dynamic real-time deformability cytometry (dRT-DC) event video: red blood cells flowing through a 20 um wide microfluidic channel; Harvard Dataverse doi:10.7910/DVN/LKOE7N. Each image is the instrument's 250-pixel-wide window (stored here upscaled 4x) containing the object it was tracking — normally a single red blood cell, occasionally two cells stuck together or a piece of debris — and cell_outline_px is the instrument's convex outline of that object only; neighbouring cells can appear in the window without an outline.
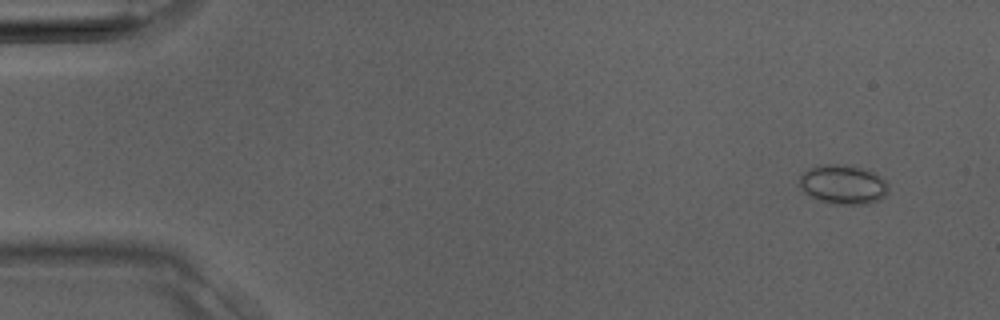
{"species": "Egyptian fruit bat (a non-hibernating species)", "species_latin": "Rousettus aegyptiacus", "temperature_condition": "room temperature", "stored_images_in_passage": 36, "camera_frame_rate_fps": 3000, "um_per_image_px": 0.085, "animal": {"sex": "male"}, "frame": {"image": 1, "passage_image": 1, "time_ms": 0.0, "image_size_px": [1000, 320], "cell_outline_px": [[888, 192], [880, 200], [868, 204], [836, 204], [820, 200], [804, 192], [800, 184], [800, 176], [804, 172], [820, 164], [852, 164], [868, 168], [880, 176], [888, 184]], "centroid_in_image_um": [71.72, 15.66], "position_along_channel_um": 13.3, "area_um2": 20.58}}
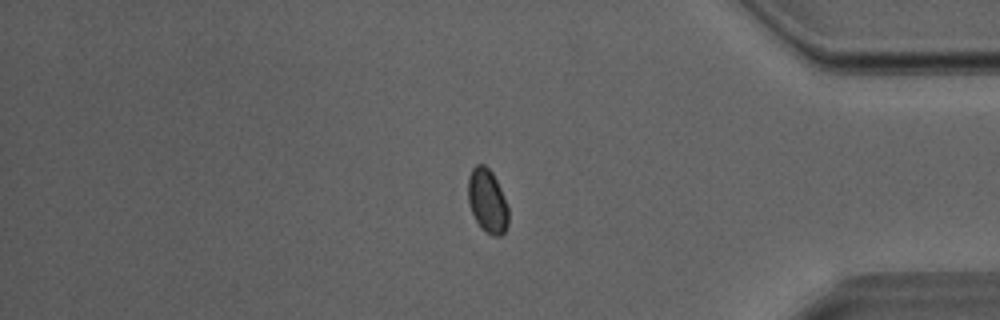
{"frame": {"image": 2, "passage_image": 30, "time_ms": 9.667, "image_size_px": [1000, 320], "cell_outline_px": [[508, 224], [504, 232], [500, 236], [492, 236], [480, 228], [472, 212], [468, 200], [468, 176], [472, 168], [476, 164], [484, 164], [492, 172], [500, 188], [508, 208]], "centroid_in_image_um": [41.41, 17.08], "position_along_channel_um": 393.8, "area_um2": 14.97}}
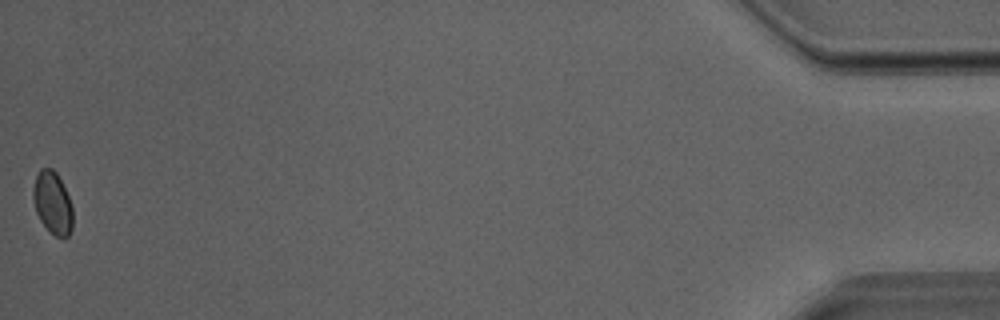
{"frame": {"image": 3, "passage_image": 36, "time_ms": 11.667, "image_size_px": [1000, 320], "cell_outline_px": [[72, 228], [68, 236], [64, 240], [48, 232], [40, 220], [36, 212], [32, 196], [32, 188], [36, 176], [40, 168], [52, 168], [56, 172], [68, 196], [72, 208]], "centroid_in_image_um": [4.45, 17.28], "position_along_channel_um": 430.8, "area_um2": 14.57}}